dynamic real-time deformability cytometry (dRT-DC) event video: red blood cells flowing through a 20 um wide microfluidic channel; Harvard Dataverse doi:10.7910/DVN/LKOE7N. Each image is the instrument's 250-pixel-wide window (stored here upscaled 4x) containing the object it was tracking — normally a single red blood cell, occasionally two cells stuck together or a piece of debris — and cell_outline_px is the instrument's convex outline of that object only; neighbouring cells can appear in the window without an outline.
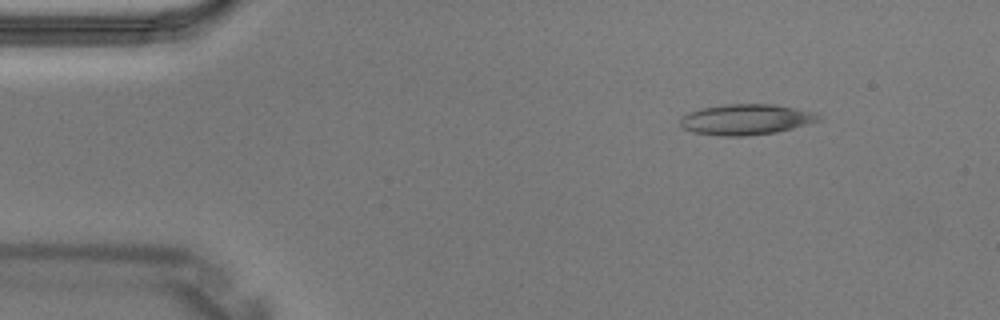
{"species": "Egyptian fruit bat (a non-hibernating species)", "species_latin": "Rousettus aegyptiacus", "temperature_condition": "warm", "stored_images_in_passage": 3, "camera_frame_rate_fps": 3000, "um_per_image_px": 0.085, "animal": {"sex": "male"}, "frame": {"image": 1, "passage_image": 1, "time_ms": 0.0, "image_size_px": [1000, 320], "cell_outline_px": [[824, 116], [820, 120], [808, 124], [776, 132], [748, 136], [720, 136], [692, 132], [684, 128], [680, 124], [680, 116], [688, 112], [700, 108], [720, 104], [776, 104], [816, 112]], "centroid_in_image_um": [63.42, 10.14], "position_along_channel_um": 21.6, "area_um2": 25.14}}
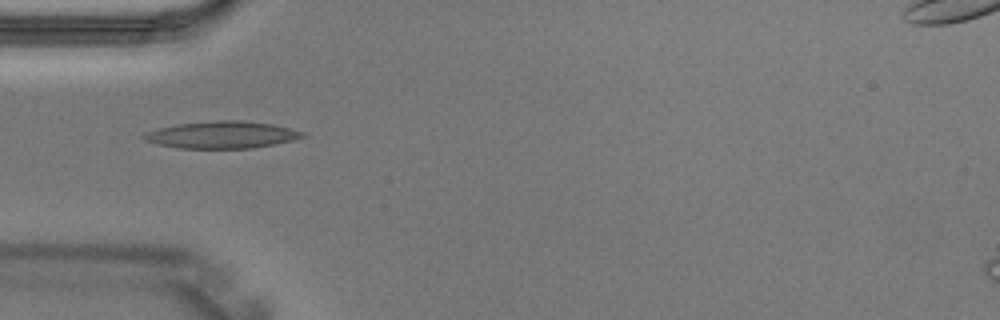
{"frame": {"image": 2, "passage_image": 3, "time_ms": 0.667, "image_size_px": [1000, 320], "cell_outline_px": [[308, 136], [292, 140], [252, 148], [176, 148], [144, 140], [140, 136], [156, 128], [176, 124], [216, 120], [244, 120], [272, 124], [308, 132]], "centroid_in_image_um": [18.89, 11.45], "position_along_channel_um": 66.1, "area_um2": 25.14}}